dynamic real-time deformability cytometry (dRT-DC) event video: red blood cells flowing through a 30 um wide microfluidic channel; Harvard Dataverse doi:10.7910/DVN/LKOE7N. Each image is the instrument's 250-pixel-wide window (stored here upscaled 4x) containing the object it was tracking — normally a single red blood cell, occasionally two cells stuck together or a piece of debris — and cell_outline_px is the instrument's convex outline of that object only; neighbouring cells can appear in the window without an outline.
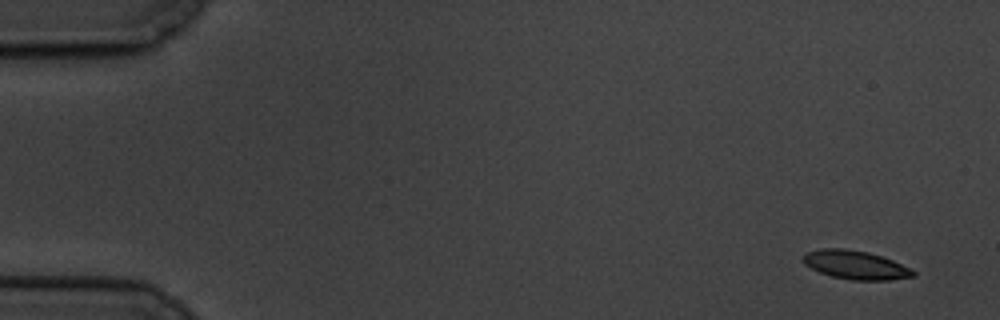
{"species": "common noctule bat (a hibernating species)", "species_latin": "Nyctalus noctula", "temperature_condition": "cold", "stored_images_in_passage": 6, "camera_frame_rate_fps": 3000, "um_per_image_px": 0.085, "animal": {"sex": "male", "body_mass_g": 19.5, "forearm_length_mm": 54.6}, "frame": {"image": 1, "passage_image": 1, "time_ms": 0.0, "image_size_px": [1000, 320], "cell_outline_px": [[916, 276], [888, 280], [852, 280], [832, 276], [820, 272], [804, 264], [800, 260], [800, 256], [808, 252], [820, 248], [844, 248], [868, 252], [892, 260], [916, 272]], "centroid_in_image_um": [72.66, 22.51], "position_along_channel_um": 12.3, "area_um2": 18.32}}
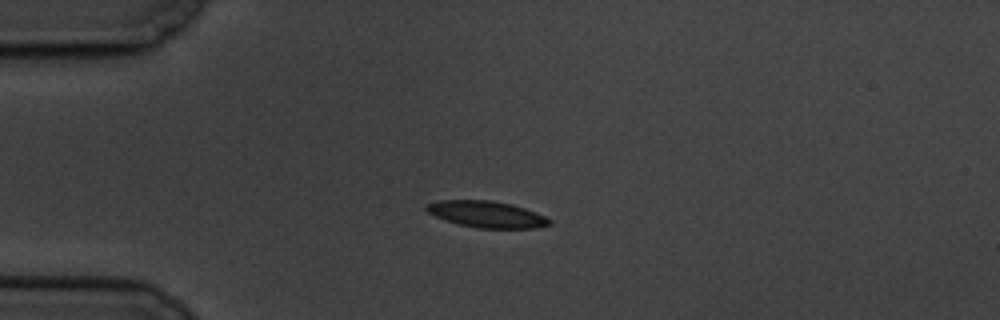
{"frame": {"image": 2, "passage_image": 4, "time_ms": 4.0, "image_size_px": [1000, 320], "cell_outline_px": [[552, 224], [536, 228], [476, 228], [444, 220], [428, 212], [424, 208], [424, 204], [440, 200], [488, 200], [512, 204], [536, 212], [552, 220]], "centroid_in_image_um": [41.36, 18.21], "position_along_channel_um": 43.6, "area_um2": 19.02}}
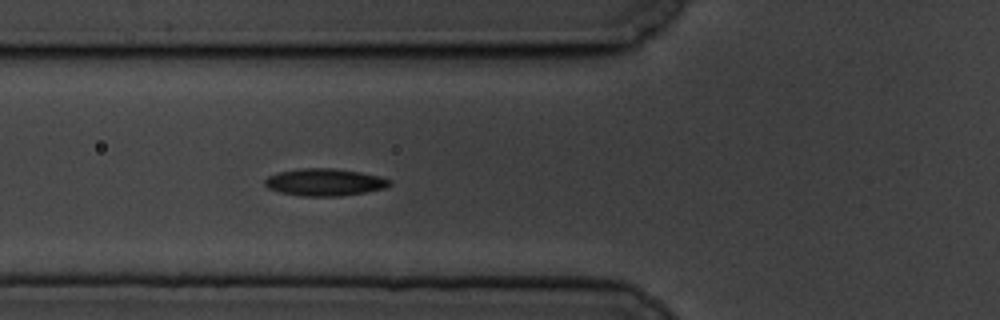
{"frame": {"image": 3, "passage_image": 6, "time_ms": 6.333, "image_size_px": [1000, 320], "cell_outline_px": [[392, 184], [384, 188], [364, 192], [340, 196], [300, 196], [280, 192], [268, 188], [264, 184], [264, 180], [268, 176], [280, 172], [300, 168], [332, 168], [360, 172], [380, 176], [392, 180]], "centroid_in_image_um": [27.6, 15.48], "position_along_channel_um": 98.2, "area_um2": 19.77}}